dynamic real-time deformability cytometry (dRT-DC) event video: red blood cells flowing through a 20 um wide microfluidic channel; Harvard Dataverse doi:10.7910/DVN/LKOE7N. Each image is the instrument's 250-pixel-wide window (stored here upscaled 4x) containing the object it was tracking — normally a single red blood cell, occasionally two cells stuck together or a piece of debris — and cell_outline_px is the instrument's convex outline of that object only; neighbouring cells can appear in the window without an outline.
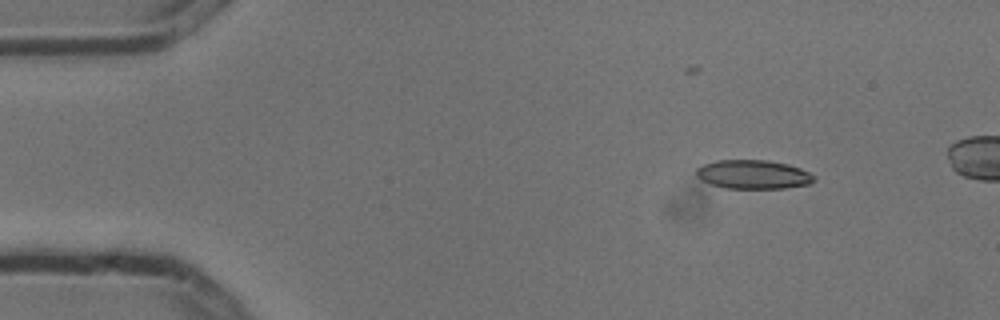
{"species": "common noctule bat (a hibernating species)", "species_latin": "Nyctalus noctula", "temperature_condition": "cold", "stored_images_in_passage": 7, "camera_frame_rate_fps": 3000, "um_per_image_px": 0.085, "animal": {"sex": "male", "body_mass_g": 13.3}, "frame": {"image": 1, "passage_image": 3, "time_ms": 0.667, "image_size_px": [1000, 320], "cell_outline_px": [[816, 180], [808, 184], [784, 188], [724, 188], [700, 180], [696, 176], [696, 168], [704, 164], [716, 160], [768, 160], [788, 164], [800, 168], [816, 176]], "centroid_in_image_um": [64.01, 14.82], "position_along_channel_um": 21.0, "area_um2": 19.88}}
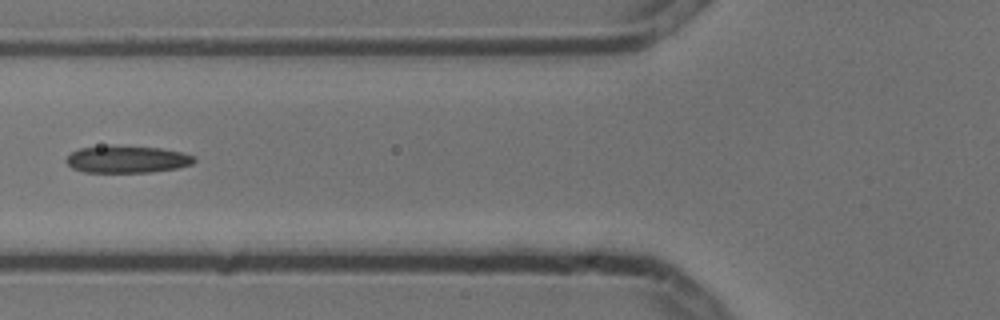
{"frame": {"image": 2, "passage_image": 7, "time_ms": 2.0, "image_size_px": [1000, 320], "cell_outline_px": [[196, 160], [192, 164], [176, 168], [148, 172], [84, 172], [72, 168], [64, 160], [72, 152], [80, 148], [112, 144], [160, 148], [180, 152], [196, 156]], "centroid_in_image_um": [10.78, 13.52], "position_along_channel_um": 115.0, "area_um2": 20.46}}